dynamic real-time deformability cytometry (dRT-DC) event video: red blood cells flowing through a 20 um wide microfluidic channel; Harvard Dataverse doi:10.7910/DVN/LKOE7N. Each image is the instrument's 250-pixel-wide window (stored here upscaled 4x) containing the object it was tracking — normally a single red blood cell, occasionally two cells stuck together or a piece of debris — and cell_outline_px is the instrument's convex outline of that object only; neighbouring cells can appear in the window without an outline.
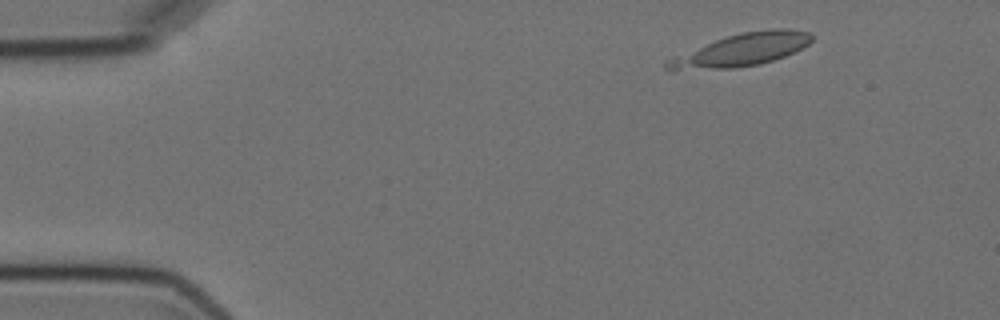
{"species": "Egyptian fruit bat (a non-hibernating species)", "species_latin": "Rousettus aegyptiacus", "temperature_condition": "cold", "stored_images_in_passage": 6, "camera_frame_rate_fps": 3000, "um_per_image_px": 0.085, "animal": {"sex": "female"}, "frame": {"image": 1, "passage_image": 1, "time_ms": 0.0, "image_size_px": [1000, 320], "cell_outline_px": [[812, 40], [808, 44], [784, 56], [760, 64], [732, 68], [672, 72], [668, 72], [664, 68], [664, 60], [716, 40], [728, 36], [744, 32], [772, 28], [788, 28], [808, 32], [812, 36]], "centroid_in_image_um": [62.92, 4.28], "position_along_channel_um": 22.1, "area_um2": 27.46}}
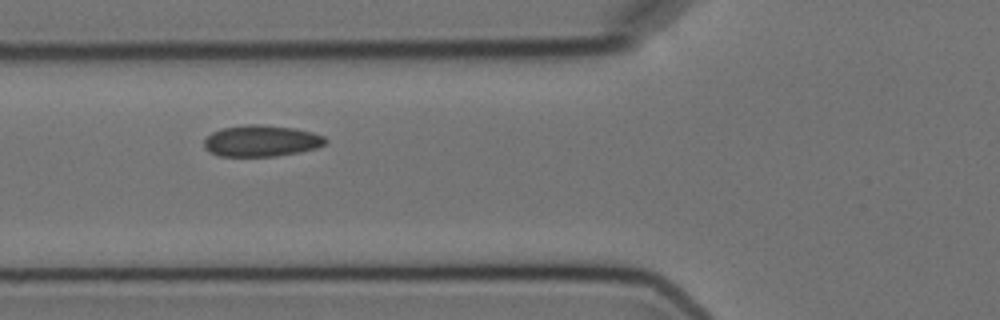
{"frame": {"image": 2, "passage_image": 5, "time_ms": 4.667, "image_size_px": [1000, 320], "cell_outline_px": [[328, 144], [316, 148], [300, 152], [276, 156], [220, 156], [208, 152], [204, 148], [204, 140], [212, 132], [220, 128], [248, 124], [260, 124], [296, 128], [312, 132], [324, 136], [328, 140]], "centroid_in_image_um": [22.23, 11.97], "position_along_channel_um": 103.6, "area_um2": 22.48}}
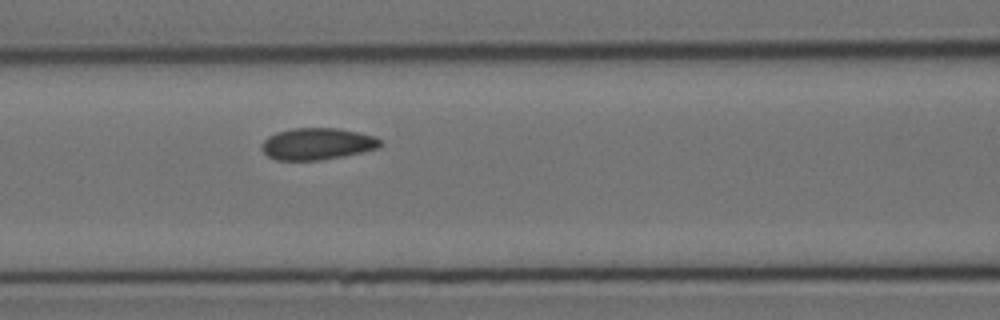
{"frame": {"image": 3, "passage_image": 6, "time_ms": 5.667, "image_size_px": [1000, 320], "cell_outline_px": [[384, 144], [380, 148], [344, 156], [320, 160], [276, 160], [268, 156], [260, 148], [260, 144], [268, 136], [276, 132], [292, 128], [340, 128], [360, 132], [376, 136]], "centroid_in_image_um": [26.99, 12.22], "position_along_channel_um": 139.6, "area_um2": 22.31}}